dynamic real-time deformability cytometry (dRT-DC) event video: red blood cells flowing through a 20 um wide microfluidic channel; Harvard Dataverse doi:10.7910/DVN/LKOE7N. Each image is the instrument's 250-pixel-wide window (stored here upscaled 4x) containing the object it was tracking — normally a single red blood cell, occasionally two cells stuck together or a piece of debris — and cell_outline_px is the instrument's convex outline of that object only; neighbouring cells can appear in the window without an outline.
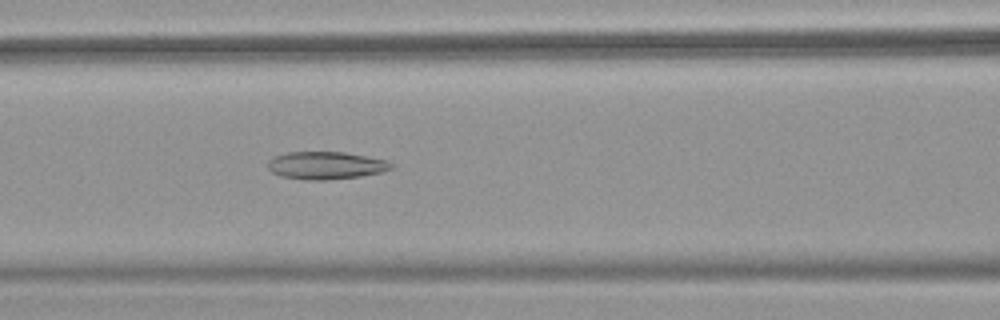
{"species": "common noctule bat (a hibernating species)", "species_latin": "Nyctalus noctula", "temperature_condition": "warm", "stored_images_in_passage": 44, "camera_frame_rate_fps": 3000, "um_per_image_px": 0.085, "animal": {"sex": "female", "body_mass_g": 18.4}, "frame": {"image": 1, "passage_image": 19, "time_ms": 6.0, "image_size_px": [1000, 320], "cell_outline_px": [[392, 168], [380, 172], [360, 176], [324, 180], [304, 180], [280, 176], [272, 172], [268, 168], [268, 160], [276, 156], [288, 152], [344, 152], [388, 160], [392, 164]], "centroid_in_image_um": [27.68, 14.06], "position_along_channel_um": 138.9, "area_um2": 19.77}, "authors_computed_cell_mechanics": {"area_um2": 21.9929, "velocity_mm_per_s": 3.9531, "shape_relaxation_time_tau1_ms": null, "shape_relaxation_time_tau2_ms": 4.7381, "deformation_change_tau1": null, "deformation_change_tau2": 0.145}}